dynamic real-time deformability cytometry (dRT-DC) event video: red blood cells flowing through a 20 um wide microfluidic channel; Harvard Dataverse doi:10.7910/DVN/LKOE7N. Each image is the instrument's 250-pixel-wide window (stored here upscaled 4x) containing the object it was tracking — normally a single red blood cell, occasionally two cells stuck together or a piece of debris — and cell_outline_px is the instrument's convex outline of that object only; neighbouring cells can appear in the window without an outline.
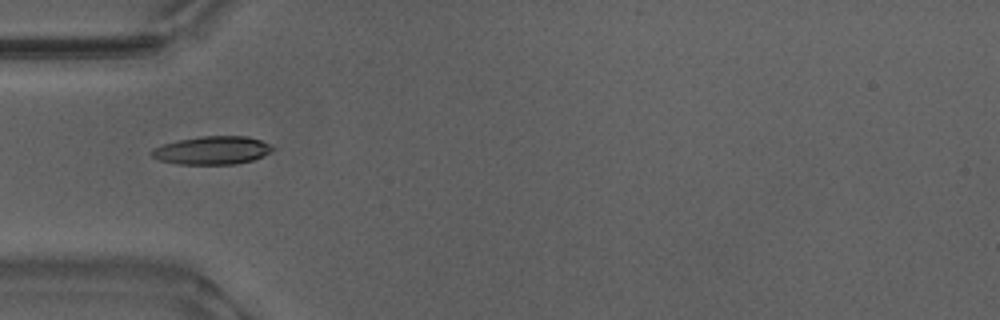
{"species": "Egyptian fruit bat (a non-hibernating species)", "species_latin": "Rousettus aegyptiacus", "temperature_condition": "warm", "stored_images_in_passage": 28, "camera_frame_rate_fps": 3000, "um_per_image_px": 0.085, "animal": {"sex": "male"}, "frame": {"image": 1, "passage_image": 1, "time_ms": 0.0, "image_size_px": [1000, 320], "cell_outline_px": [[276, 148], [272, 152], [264, 156], [252, 160], [236, 164], [180, 164], [160, 160], [152, 156], [148, 152], [164, 144], [180, 140], [200, 136], [248, 136], [260, 140]], "centroid_in_image_um": [18.08, 12.78], "position_along_channel_um": 66.9, "area_um2": 19.77}}
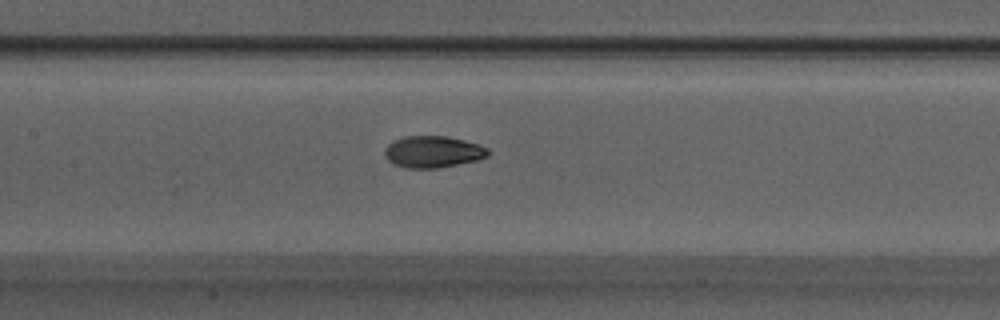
{"frame": {"image": 2, "passage_image": 9, "time_ms": 2.667, "image_size_px": [1000, 320], "cell_outline_px": [[492, 152], [488, 156], [476, 160], [436, 168], [404, 168], [392, 164], [384, 156], [384, 148], [392, 140], [404, 136], [448, 136], [480, 144], [488, 148]], "centroid_in_image_um": [36.78, 12.89], "position_along_channel_um": 170.6, "area_um2": 19.36}}
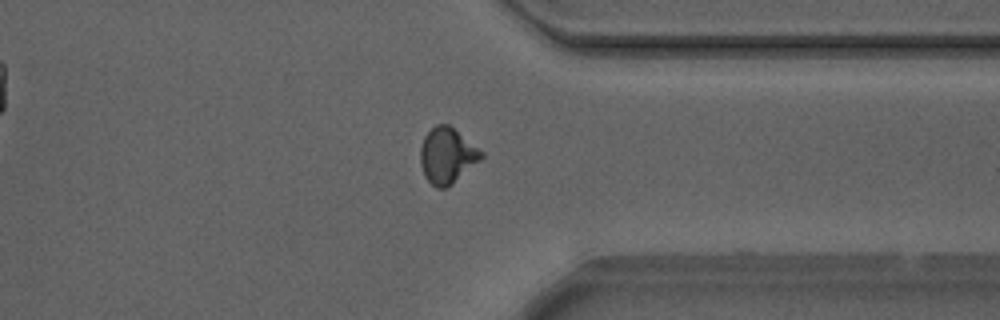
{"frame": {"image": 3, "passage_image": 25, "time_ms": 8.0, "image_size_px": [1000, 320], "cell_outline_px": [[484, 156], [480, 160], [444, 188], [436, 188], [424, 176], [420, 164], [420, 148], [424, 136], [436, 124], [448, 124], [484, 152]], "centroid_in_image_um": [37.98, 13.2], "position_along_channel_um": 373.4, "area_um2": 19.36}, "authors_computed_cell_mechanics": {"area_um2": 19.1029, "velocity_mm_per_s": 3.8717, "shape_relaxation_time_tau1_ms": 5.0896, "shape_relaxation_time_tau2_ms": 1.4858, "deformation_change_tau1": 0.1822, "deformation_change_tau2": 0.0624}}